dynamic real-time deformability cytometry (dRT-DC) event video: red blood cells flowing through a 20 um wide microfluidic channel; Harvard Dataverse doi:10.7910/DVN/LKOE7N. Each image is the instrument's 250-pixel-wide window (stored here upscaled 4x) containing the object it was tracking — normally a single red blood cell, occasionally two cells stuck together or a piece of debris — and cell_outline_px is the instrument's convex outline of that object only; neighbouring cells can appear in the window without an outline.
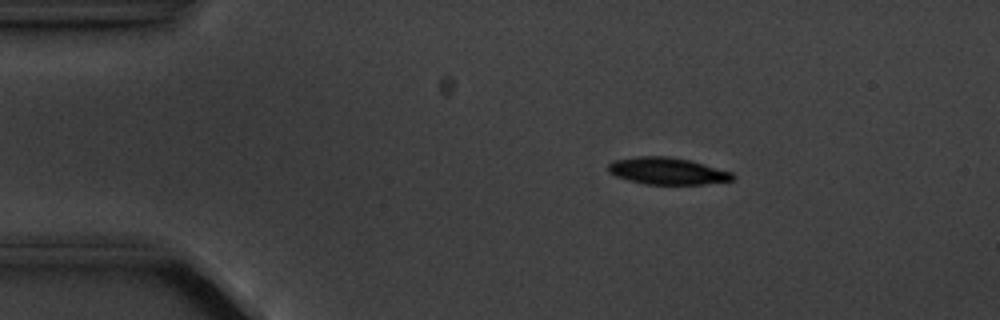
{"species": "common noctule bat (a hibernating species)", "species_latin": "Nyctalus noctula", "temperature_condition": "cold", "stored_images_in_passage": 4, "camera_frame_rate_fps": 3000, "um_per_image_px": 0.085, "animal": {"sex": "male", "body_mass_g": 20.1, "forearm_length_mm": 53.5}, "frame": {"image": 1, "passage_image": 2, "time_ms": 1.0, "image_size_px": [1000, 320], "cell_outline_px": [[736, 176], [732, 180], [704, 184], [648, 184], [628, 180], [616, 176], [608, 172], [608, 164], [612, 160], [636, 156], [668, 156], [688, 160], [732, 172]], "centroid_in_image_um": [56.68, 14.53], "position_along_channel_um": 28.3, "area_um2": 19.42}}